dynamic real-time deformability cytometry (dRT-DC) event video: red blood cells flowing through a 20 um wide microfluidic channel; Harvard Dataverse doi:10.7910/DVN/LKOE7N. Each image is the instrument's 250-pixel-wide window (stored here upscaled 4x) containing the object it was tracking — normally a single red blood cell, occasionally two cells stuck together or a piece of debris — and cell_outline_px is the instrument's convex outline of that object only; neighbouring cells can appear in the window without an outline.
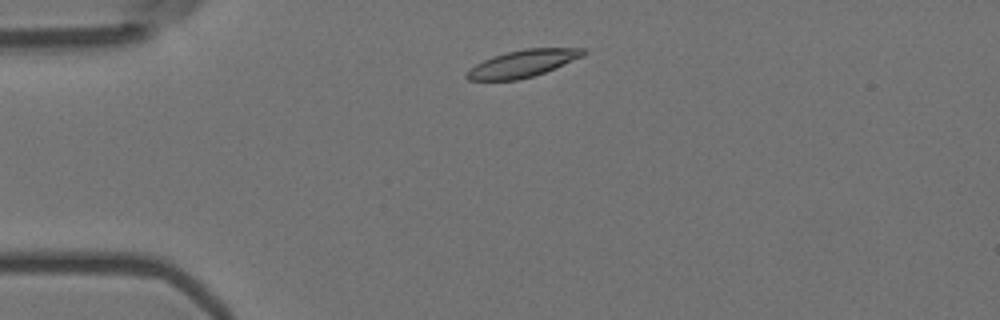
{"species": "Egyptian fruit bat (a non-hibernating species)", "species_latin": "Rousettus aegyptiacus", "temperature_condition": "room temperature", "stored_images_in_passage": 46, "camera_frame_rate_fps": 3000, "um_per_image_px": 0.085, "animal": {"sex": "female"}, "frame": {"image": 1, "passage_image": 4, "time_ms": 1.0, "image_size_px": [1000, 320], "cell_outline_px": [[588, 52], [584, 56], [544, 72], [532, 76], [516, 80], [468, 80], [464, 76], [468, 68], [484, 60], [508, 52], [524, 48], [584, 48]], "centroid_in_image_um": [44.43, 5.4], "position_along_channel_um": 40.6, "area_um2": 18.26}}
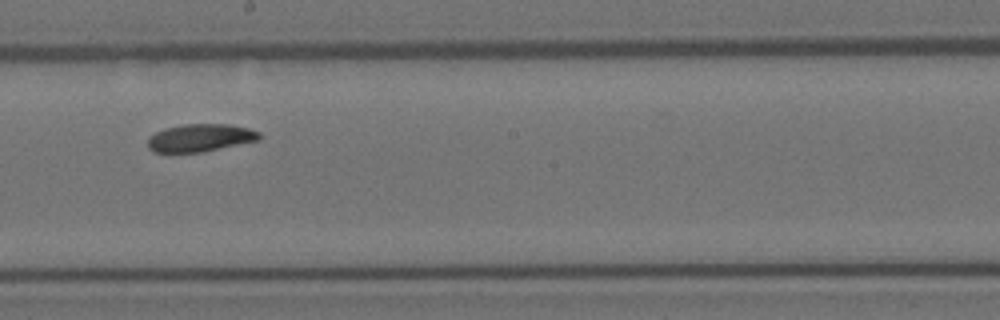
{"frame": {"image": 2, "passage_image": 22, "time_ms": 7.0, "image_size_px": [1000, 320], "cell_outline_px": [[260, 140], [200, 152], [152, 152], [148, 148], [148, 136], [164, 128], [184, 124], [228, 124], [248, 128], [260, 132]], "centroid_in_image_um": [17.0, 11.71], "position_along_channel_um": 231.2, "area_um2": 17.98}}
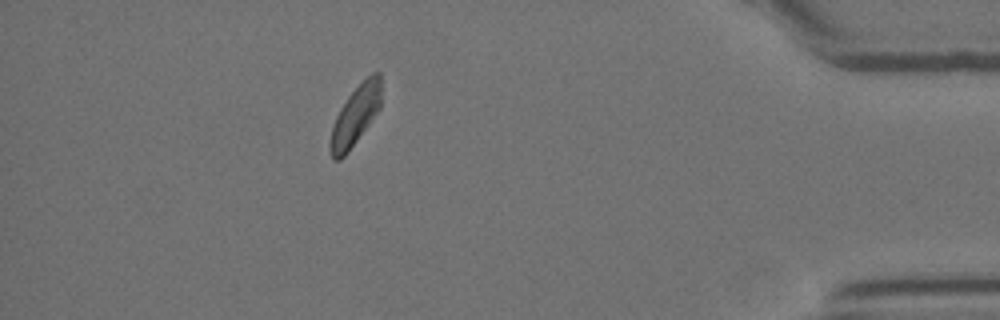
{"frame": {"image": 3, "passage_image": 40, "time_ms": 13.0, "image_size_px": [1000, 320], "cell_outline_px": [[380, 108], [348, 152], [340, 160], [332, 160], [328, 148], [332, 124], [340, 108], [348, 96], [372, 72], [380, 72]], "centroid_in_image_um": [30.16, 9.87], "position_along_channel_um": 405.0, "area_um2": 17.51}, "authors_computed_cell_mechanics": {"area_um2": 18.3226, "velocity_mm_per_s": 3.6764, "shape_relaxation_time_tau1_ms": 5.5127, "shape_relaxation_time_tau2_ms": null, "deformation_change_tau1": 0.121, "deformation_change_tau2": null}}